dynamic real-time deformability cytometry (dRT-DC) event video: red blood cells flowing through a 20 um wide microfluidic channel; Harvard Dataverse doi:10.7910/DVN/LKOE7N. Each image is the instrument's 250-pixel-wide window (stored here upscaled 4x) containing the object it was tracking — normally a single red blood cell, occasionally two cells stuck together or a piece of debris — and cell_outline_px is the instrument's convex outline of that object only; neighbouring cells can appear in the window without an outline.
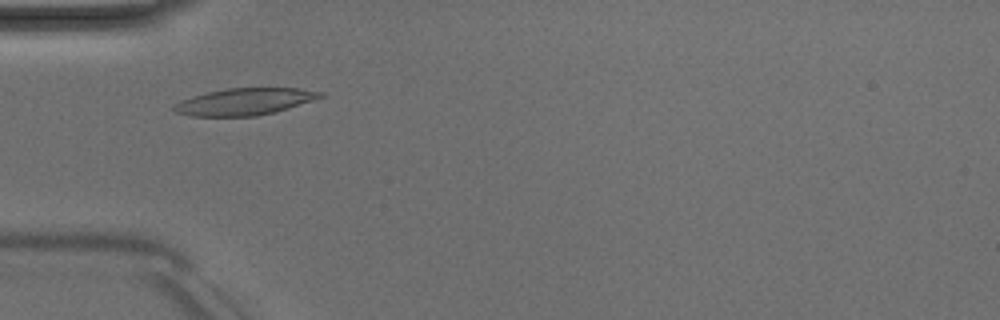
{"species": "Egyptian fruit bat (a non-hibernating species)", "species_latin": "Rousettus aegyptiacus", "temperature_condition": "room temperature", "stored_images_in_passage": 46, "camera_frame_rate_fps": 3000, "um_per_image_px": 0.085, "animal": {"sex": "male"}, "frame": {"image": 1, "passage_image": 11, "time_ms": 3.333, "image_size_px": [1000, 320], "cell_outline_px": [[328, 92], [324, 96], [312, 100], [272, 112], [256, 116], [192, 116], [176, 112], [172, 108], [180, 100], [192, 96], [208, 92], [228, 88], [300, 88]], "centroid_in_image_um": [20.8, 8.62], "position_along_channel_um": 64.2, "area_um2": 22.66}}
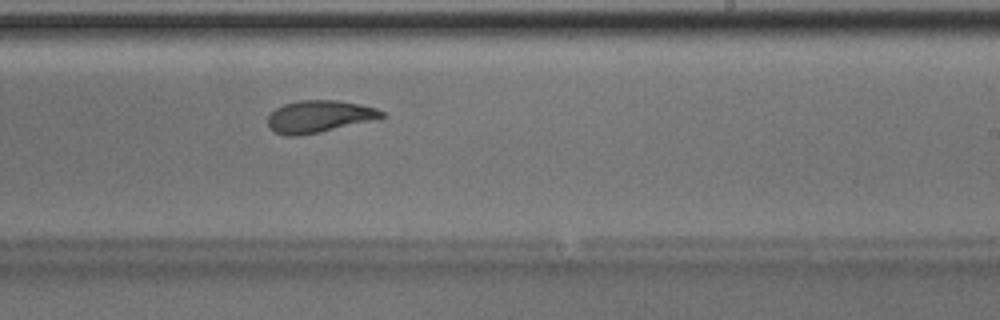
{"frame": {"image": 2, "passage_image": 26, "time_ms": 8.333, "image_size_px": [1000, 320], "cell_outline_px": [[384, 116], [380, 120], [320, 132], [296, 136], [288, 136], [276, 132], [268, 128], [268, 116], [276, 108], [284, 104], [300, 100], [336, 100], [360, 104], [376, 108], [384, 112]], "centroid_in_image_um": [27.18, 9.91], "position_along_channel_um": 261.8, "area_um2": 21.56}}
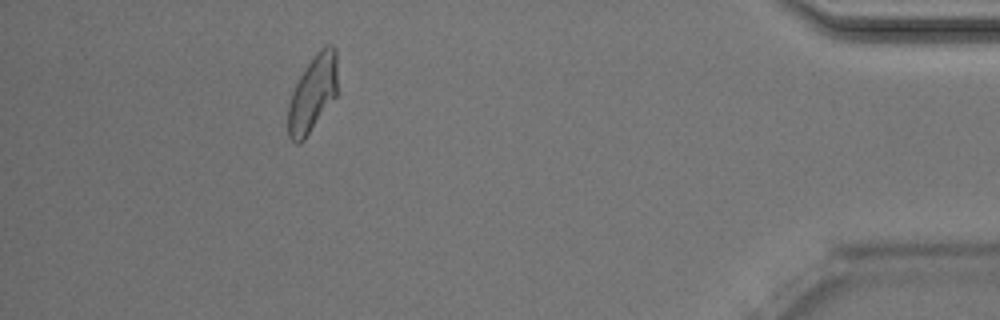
{"frame": {"image": 3, "passage_image": 41, "time_ms": 13.333, "image_size_px": [1000, 320], "cell_outline_px": [[336, 96], [304, 140], [300, 144], [296, 144], [288, 136], [288, 104], [292, 92], [300, 76], [316, 52], [320, 48], [328, 44], [332, 44], [336, 48]], "centroid_in_image_um": [26.57, 7.96], "position_along_channel_um": 408.6, "area_um2": 21.85}, "authors_computed_cell_mechanics": {"area_um2": 22.2241, "velocity_mm_per_s": 3.986, "shape_relaxation_time_tau1_ms": 6.9585, "shape_relaxation_time_tau2_ms": 1.7396, "deformation_change_tau1": 0.1923, "deformation_change_tau2": 0.0765}}